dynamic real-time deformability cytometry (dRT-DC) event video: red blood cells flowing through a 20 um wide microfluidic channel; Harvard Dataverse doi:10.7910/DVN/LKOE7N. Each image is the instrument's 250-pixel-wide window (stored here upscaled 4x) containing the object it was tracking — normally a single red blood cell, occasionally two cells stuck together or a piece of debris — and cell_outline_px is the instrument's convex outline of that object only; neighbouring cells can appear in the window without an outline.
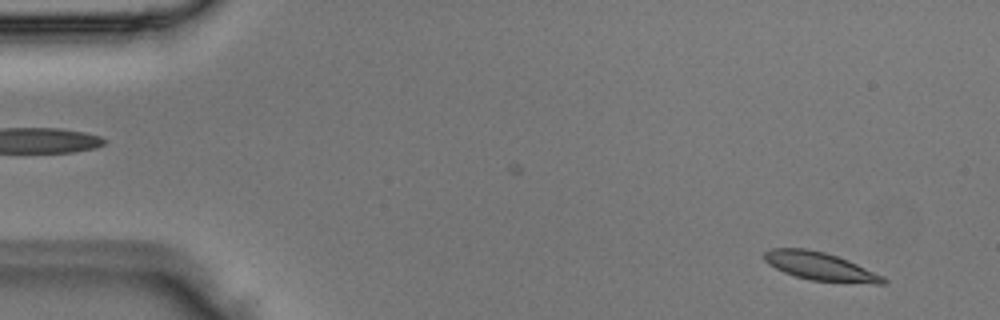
{"species": "Egyptian fruit bat (a non-hibernating species)", "species_latin": "Rousettus aegyptiacus", "temperature_condition": "room temperature", "stored_images_in_passage": 3, "camera_frame_rate_fps": 3000, "um_per_image_px": 0.085, "animal": {"sex": "male"}, "frame": {"image": 1, "passage_image": 1, "time_ms": 0.0, "image_size_px": [1000, 320], "cell_outline_px": [[888, 280], [884, 284], [876, 284], [812, 280], [796, 276], [784, 272], [768, 264], [764, 260], [764, 252], [772, 248], [804, 248], [824, 252], [848, 260], [884, 276]], "centroid_in_image_um": [69.72, 22.64], "position_along_channel_um": 15.3, "area_um2": 19.36}}
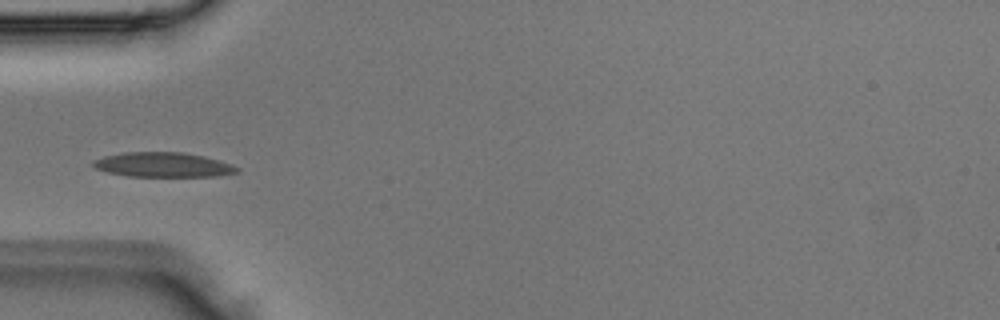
{"frame": {"image": 2, "passage_image": 3, "time_ms": 0.667, "image_size_px": [1000, 320], "cell_outline_px": [[240, 172], [220, 176], [128, 176], [108, 172], [96, 168], [92, 164], [92, 160], [104, 156], [124, 152], [184, 152], [204, 156], [220, 160], [232, 164], [240, 168]], "centroid_in_image_um": [13.91, 14.0], "position_along_channel_um": 71.1, "area_um2": 20.81}}